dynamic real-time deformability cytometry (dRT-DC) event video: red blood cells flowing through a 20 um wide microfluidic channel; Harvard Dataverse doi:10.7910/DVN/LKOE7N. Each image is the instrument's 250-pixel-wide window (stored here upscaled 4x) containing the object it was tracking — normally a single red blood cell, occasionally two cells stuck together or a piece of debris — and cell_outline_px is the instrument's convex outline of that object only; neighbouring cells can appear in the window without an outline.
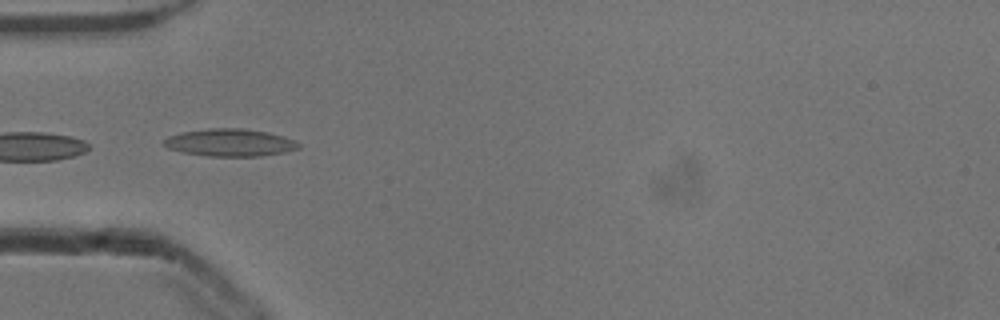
{"species": "common noctule bat (a hibernating species)", "species_latin": "Nyctalus noctula", "temperature_condition": "cold", "stored_images_in_passage": 15, "camera_frame_rate_fps": 3000, "um_per_image_px": 0.085, "animal": {"sex": "male", "body_mass_g": 13.3}, "frame": {"image": 1, "passage_image": 5, "time_ms": 1.333, "image_size_px": [1000, 320], "cell_outline_px": [[300, 148], [284, 152], [260, 156], [208, 156], [184, 152], [168, 148], [160, 144], [160, 140], [168, 136], [184, 132], [208, 128], [244, 128], [268, 132], [284, 136], [296, 140], [300, 144]], "centroid_in_image_um": [19.54, 12.11], "position_along_channel_um": 65.5, "area_um2": 21.73}}